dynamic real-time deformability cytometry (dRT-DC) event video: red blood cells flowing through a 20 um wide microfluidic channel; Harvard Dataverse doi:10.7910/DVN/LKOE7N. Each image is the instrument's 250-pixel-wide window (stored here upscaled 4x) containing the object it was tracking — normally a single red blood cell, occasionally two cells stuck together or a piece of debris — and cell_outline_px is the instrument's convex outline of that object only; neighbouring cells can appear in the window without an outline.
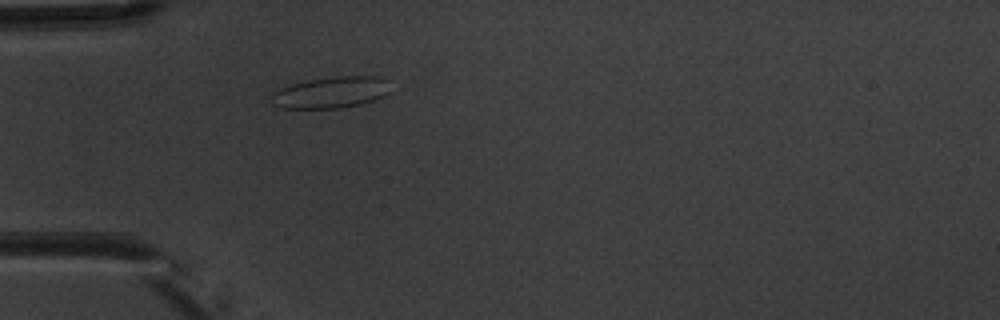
{"species": "common noctule bat (a hibernating species)", "species_latin": "Nyctalus noctula", "temperature_condition": "warm", "stored_images_in_passage": 1, "camera_frame_rate_fps": 3000, "um_per_image_px": 0.085, "animal": {"sex": "male", "body_mass_g": 20.1, "forearm_length_mm": 53.5}, "frame": {"image": 1, "passage_image": 1, "time_ms": 0.0, "image_size_px": [1000, 320], "cell_outline_px": [[388, 92], [384, 96], [360, 104], [336, 108], [280, 108], [272, 104], [268, 100], [272, 92], [292, 84], [308, 80], [336, 76], [380, 76], [388, 80]], "centroid_in_image_um": [28.09, 7.85], "position_along_channel_um": 56.9, "area_um2": 21.79}}